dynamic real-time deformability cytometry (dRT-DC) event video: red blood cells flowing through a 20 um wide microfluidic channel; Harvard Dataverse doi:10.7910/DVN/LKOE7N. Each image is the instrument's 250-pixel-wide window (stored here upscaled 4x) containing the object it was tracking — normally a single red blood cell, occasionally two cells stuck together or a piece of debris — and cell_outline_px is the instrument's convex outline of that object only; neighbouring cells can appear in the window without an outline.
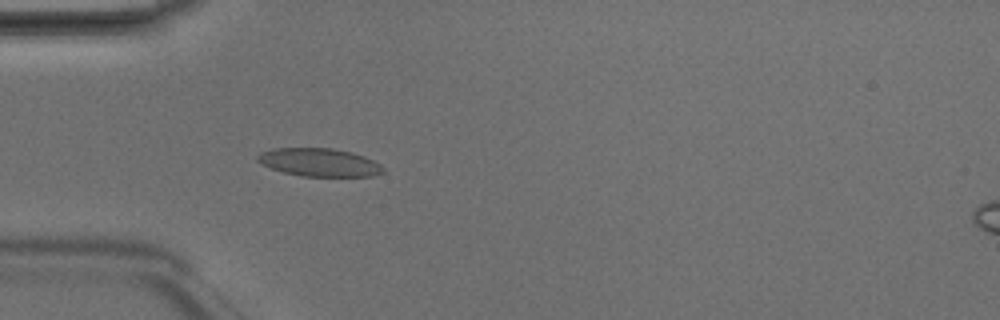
{"species": "Egyptian fruit bat (a non-hibernating species)", "species_latin": "Rousettus aegyptiacus", "temperature_condition": "room temperature", "stored_images_in_passage": 5, "camera_frame_rate_fps": 3000, "um_per_image_px": 0.085, "animal": {"sex": "male"}, "frame": {"image": 1, "passage_image": 4, "time_ms": 1.0, "image_size_px": [1000, 320], "cell_outline_px": [[384, 172], [372, 176], [300, 176], [284, 172], [272, 168], [256, 160], [256, 156], [260, 152], [272, 148], [332, 148], [352, 152], [364, 156], [380, 164], [384, 168]], "centroid_in_image_um": [27.14, 13.79], "position_along_channel_um": 57.9, "area_um2": 20.52}}